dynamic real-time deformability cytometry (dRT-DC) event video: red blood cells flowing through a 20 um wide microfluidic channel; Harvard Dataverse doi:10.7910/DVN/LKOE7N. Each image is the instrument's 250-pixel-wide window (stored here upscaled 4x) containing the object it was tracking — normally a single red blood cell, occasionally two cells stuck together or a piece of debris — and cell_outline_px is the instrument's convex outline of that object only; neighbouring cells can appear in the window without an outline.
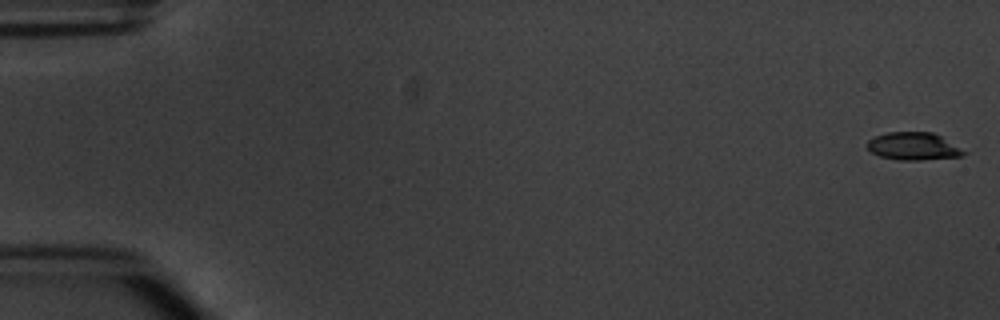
{"species": "common noctule bat (a hibernating species)", "species_latin": "Nyctalus noctula", "temperature_condition": "warm", "stored_images_in_passage": 6, "camera_frame_rate_fps": 3000, "um_per_image_px": 0.085, "animal": {"sex": "male", "body_mass_g": 20.1, "forearm_length_mm": 53.5}, "frame": {"image": 1, "passage_image": 1, "time_ms": 0.0, "image_size_px": [1000, 320], "cell_outline_px": [[968, 152], [964, 156], [920, 160], [900, 160], [880, 156], [872, 152], [868, 148], [868, 140], [876, 136], [888, 132], [932, 132], [940, 136]], "centroid_in_image_um": [77.67, 12.44], "position_along_channel_um": 7.3, "area_um2": 15.43}}
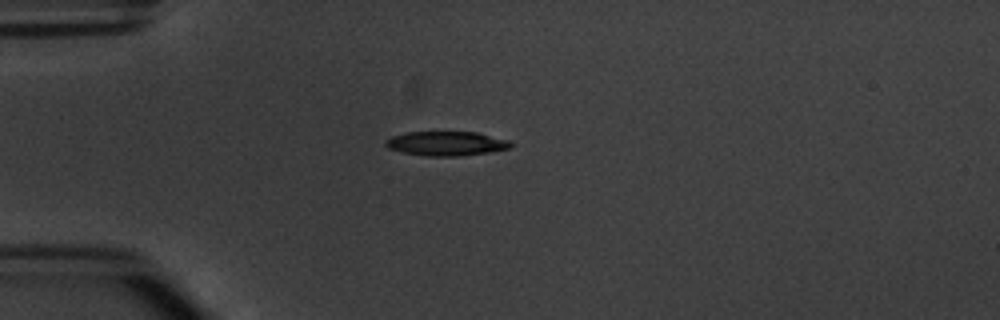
{"frame": {"image": 2, "passage_image": 5, "time_ms": 4.667, "image_size_px": [1000, 320], "cell_outline_px": [[516, 144], [508, 148], [488, 152], [460, 156], [428, 156], [400, 152], [388, 148], [384, 144], [384, 140], [392, 136], [408, 132], [476, 132], [508, 140]], "centroid_in_image_um": [37.91, 12.2], "position_along_channel_um": 47.1, "area_um2": 17.74}}